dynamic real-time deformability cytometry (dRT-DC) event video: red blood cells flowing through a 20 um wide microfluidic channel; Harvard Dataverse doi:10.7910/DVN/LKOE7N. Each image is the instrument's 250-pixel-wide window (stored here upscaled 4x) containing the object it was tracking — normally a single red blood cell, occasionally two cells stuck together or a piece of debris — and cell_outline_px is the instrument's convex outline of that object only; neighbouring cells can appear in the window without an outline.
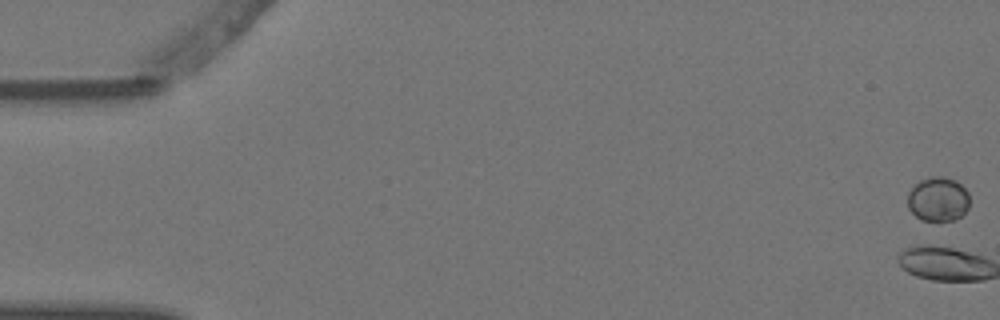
{"species": "Egyptian fruit bat (a non-hibernating species)", "species_latin": "Rousettus aegyptiacus", "temperature_condition": "warm", "stored_images_in_passage": 5, "segment_of_instrument_passage": [2, 2], "camera_frame_rate_fps": 3000, "um_per_image_px": 0.085, "animal": {"sex": "female"}, "frame": {"image": 1, "passage_image": 5, "time_ms": 1.333, "image_size_px": [1000, 320], "cell_outline_px": [[968, 208], [956, 220], [920, 220], [908, 208], [908, 192], [920, 180], [932, 176], [944, 176], [956, 180], [968, 192]], "centroid_in_image_um": [79.73, 16.92], "position_along_channel_um": 5.3, "area_um2": 15.95}}